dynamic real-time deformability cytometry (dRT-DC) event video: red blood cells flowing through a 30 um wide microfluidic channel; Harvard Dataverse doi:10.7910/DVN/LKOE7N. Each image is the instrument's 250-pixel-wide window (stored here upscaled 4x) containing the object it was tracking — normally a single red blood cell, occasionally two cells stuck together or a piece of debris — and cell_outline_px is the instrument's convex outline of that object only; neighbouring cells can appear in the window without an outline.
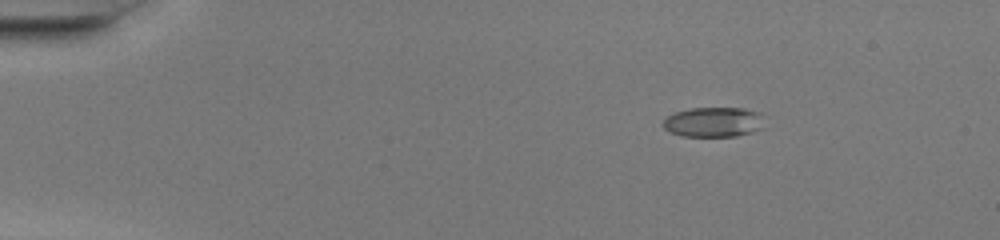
{"species": "common noctule bat (a hibernating species)", "species_latin": "Nyctalus noctula", "temperature_condition": "warm", "stored_images_in_passage": 43, "camera_frame_rate_fps": 3000, "um_per_image_px": 0.085, "animal": {"sex": "female", "body_mass_g": 20.0, "forearm_length_mm": 54.0}, "frame": {"image": 1, "passage_image": 1, "time_ms": 0.0, "image_size_px": [1000, 240], "cell_outline_px": [[768, 128], [736, 136], [680, 136], [664, 128], [660, 124], [668, 116], [676, 112], [688, 108], [744, 108], [760, 112]], "centroid_in_image_um": [60.72, 10.37], "position_along_channel_um": 24.3, "area_um2": 18.03}}
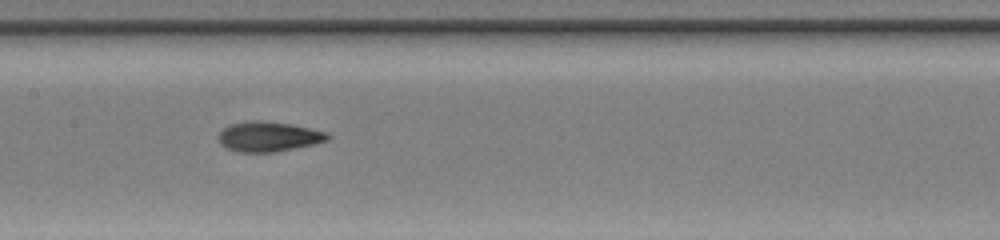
{"frame": {"image": 2, "passage_image": 19, "time_ms": 6.0, "image_size_px": [1000, 240], "cell_outline_px": [[332, 136], [328, 140], [312, 144], [276, 152], [236, 152], [220, 144], [216, 136], [228, 124], [248, 120], [260, 120], [292, 124], [324, 132]], "centroid_in_image_um": [22.76, 11.6], "position_along_channel_um": 184.6, "area_um2": 19.13}}
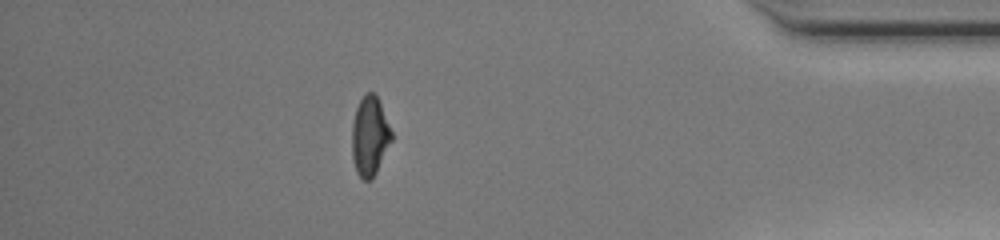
{"frame": {"image": 3, "passage_image": 37, "time_ms": 12.0, "image_size_px": [1000, 240], "cell_outline_px": [[392, 140], [372, 180], [364, 180], [356, 172], [352, 156], [352, 124], [356, 108], [360, 100], [368, 92], [372, 92], [376, 96], [380, 104], [392, 132]], "centroid_in_image_um": [31.42, 11.6], "position_along_channel_um": 403.8, "area_um2": 18.03}, "authors_computed_cell_mechanics": {"area_um2": 18.6116, "velocity_mm_per_s": 4.2627, "shape_relaxation_time_tau1_ms": 4.9544, "shape_relaxation_time_tau2_ms": 1.6828, "deformation_change_tau1": 0.2376, "deformation_change_tau2": 0.0762}}